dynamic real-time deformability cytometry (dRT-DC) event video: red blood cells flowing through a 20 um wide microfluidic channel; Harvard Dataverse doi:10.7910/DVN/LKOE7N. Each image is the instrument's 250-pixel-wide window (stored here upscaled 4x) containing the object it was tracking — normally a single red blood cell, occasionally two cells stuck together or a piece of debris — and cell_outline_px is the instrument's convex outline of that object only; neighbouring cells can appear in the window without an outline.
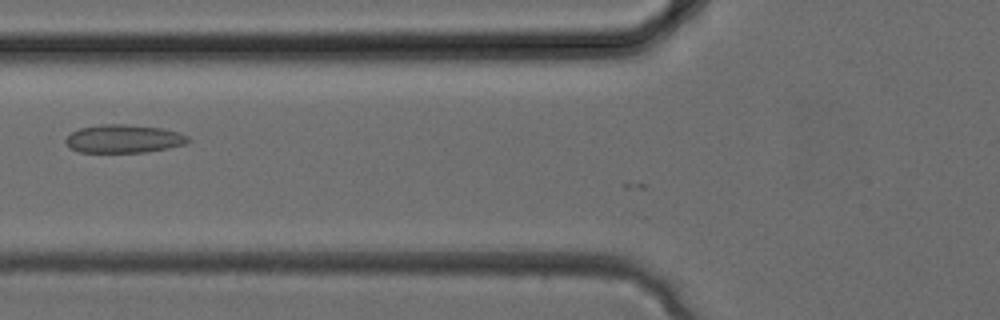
{"species": "common noctule bat (a hibernating species)", "species_latin": "Nyctalus noctula", "temperature_condition": "cold", "stored_images_in_passage": 6, "camera_frame_rate_fps": 3000, "um_per_image_px": 0.085, "animal": {"sex": "female", "body_mass_g": 24.6, "forearm_length_mm": 56.2}, "frame": {"image": 1, "passage_image": 3, "time_ms": 0.667, "image_size_px": [1000, 320], "cell_outline_px": [[192, 140], [188, 144], [168, 148], [144, 152], [80, 152], [72, 148], [64, 140], [72, 132], [80, 128], [100, 124], [124, 124], [160, 128], [180, 132], [188, 136]], "centroid_in_image_um": [10.57, 11.79], "position_along_channel_um": 115.2, "area_um2": 20.11}}
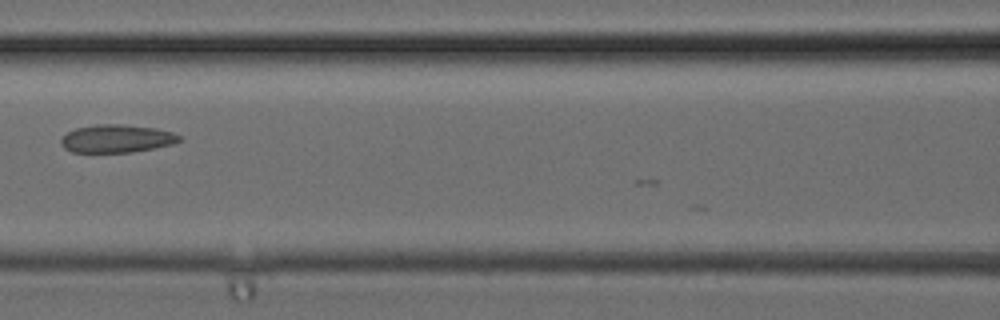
{"frame": {"image": 2, "passage_image": 5, "time_ms": 1.333, "image_size_px": [1000, 320], "cell_outline_px": [[184, 140], [172, 144], [132, 152], [72, 152], [64, 148], [60, 144], [60, 140], [68, 132], [76, 128], [96, 124], [120, 124], [156, 128], [172, 132], [180, 136]], "centroid_in_image_um": [9.92, 11.78], "position_along_channel_um": 156.7, "area_um2": 19.25}}